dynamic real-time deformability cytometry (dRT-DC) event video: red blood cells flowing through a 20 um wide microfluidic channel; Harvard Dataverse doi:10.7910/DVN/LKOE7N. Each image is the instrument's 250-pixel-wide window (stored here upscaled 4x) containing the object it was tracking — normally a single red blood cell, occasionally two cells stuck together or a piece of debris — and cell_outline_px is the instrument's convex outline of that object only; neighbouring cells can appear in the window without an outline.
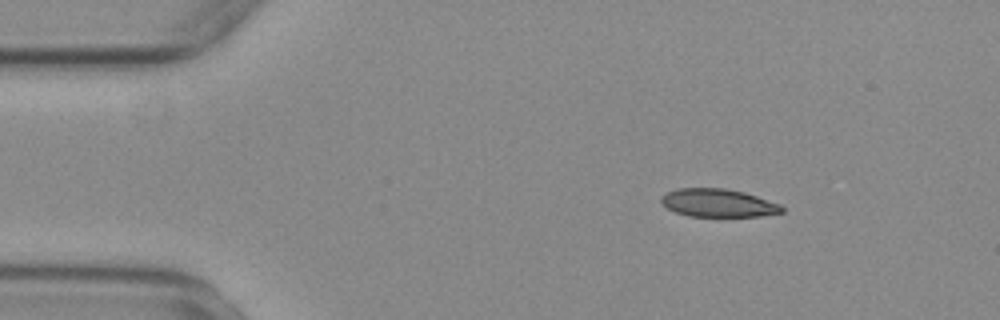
{"species": "common noctule bat (a hibernating species)", "species_latin": "Nyctalus noctula", "temperature_condition": "warm", "stored_images_in_passage": 54, "camera_frame_rate_fps": 3000, "um_per_image_px": 0.085, "animal": {"sex": "female", "body_mass_g": 29.2, "forearm_length_mm": 56.3}, "frame": {"image": 1, "passage_image": 7, "time_ms": 2.0, "image_size_px": [1000, 320], "cell_outline_px": [[784, 212], [760, 216], [688, 216], [676, 212], [668, 208], [660, 200], [660, 196], [676, 188], [724, 188], [744, 192], [780, 204], [784, 208]], "centroid_in_image_um": [61.04, 17.25], "position_along_channel_um": 24.0, "area_um2": 19.65}}
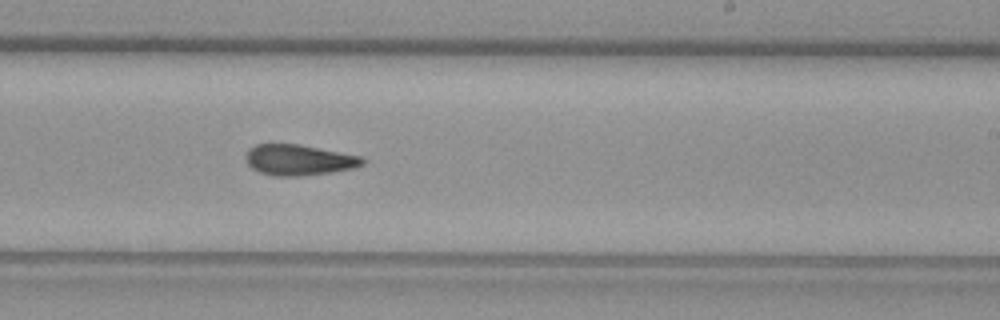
{"frame": {"image": 2, "passage_image": 32, "time_ms": 10.333, "image_size_px": [1000, 320], "cell_outline_px": [[364, 164], [356, 168], [332, 172], [300, 176], [272, 176], [260, 172], [252, 168], [248, 164], [244, 156], [248, 148], [256, 144], [300, 144], [364, 156]], "centroid_in_image_um": [25.42, 13.59], "position_along_channel_um": 263.6, "area_um2": 21.27}}
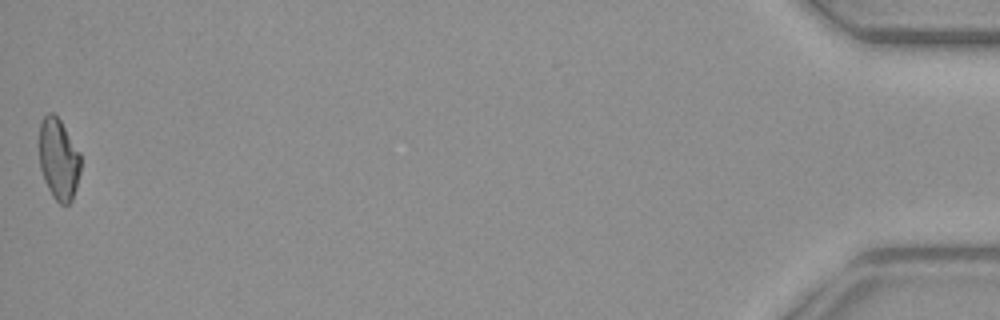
{"frame": {"image": 3, "passage_image": 54, "time_ms": 17.667, "image_size_px": [1000, 320], "cell_outline_px": [[80, 172], [76, 188], [72, 200], [68, 204], [60, 204], [52, 196], [44, 180], [40, 168], [40, 124], [44, 116], [48, 112], [52, 112], [60, 120], [80, 152]], "centroid_in_image_um": [4.99, 13.54], "position_along_channel_um": 430.2, "area_um2": 19.54}, "authors_computed_cell_mechanics": {"area_um2": 20.9236, "velocity_mm_per_s": 3.7197, "shape_relaxation_time_tau1_ms": null, "shape_relaxation_time_tau2_ms": 4.5115, "deformation_change_tau1": null, "deformation_change_tau2": 0.1315}}